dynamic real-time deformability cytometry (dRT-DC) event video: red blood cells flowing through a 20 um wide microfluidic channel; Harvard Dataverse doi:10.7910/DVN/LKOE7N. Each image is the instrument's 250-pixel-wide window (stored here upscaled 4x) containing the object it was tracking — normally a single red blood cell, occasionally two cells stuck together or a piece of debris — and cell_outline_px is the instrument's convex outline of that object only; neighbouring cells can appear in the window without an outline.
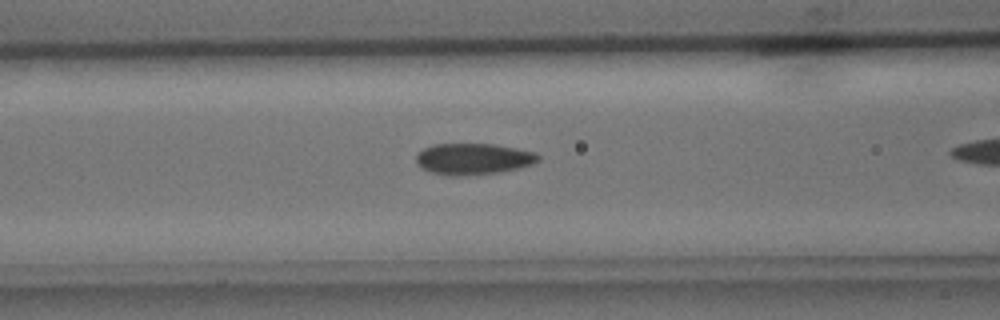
{"species": "common noctule bat (a hibernating species)", "species_latin": "Nyctalus noctula", "temperature_condition": "cold", "stored_images_in_passage": 28, "camera_frame_rate_fps": 3000, "um_per_image_px": 0.085, "animal": {"sex": "male", "body_mass_g": 15.6}, "frame": {"image": 1, "passage_image": 9, "time_ms": 2.667, "image_size_px": [1000, 320], "cell_outline_px": [[540, 160], [532, 164], [520, 168], [500, 172], [460, 176], [448, 176], [432, 172], [420, 168], [416, 164], [416, 156], [424, 148], [432, 144], [492, 144], [516, 148], [536, 152], [540, 156]], "centroid_in_image_um": [40.23, 13.51], "position_along_channel_um": 126.4, "area_um2": 22.43}}